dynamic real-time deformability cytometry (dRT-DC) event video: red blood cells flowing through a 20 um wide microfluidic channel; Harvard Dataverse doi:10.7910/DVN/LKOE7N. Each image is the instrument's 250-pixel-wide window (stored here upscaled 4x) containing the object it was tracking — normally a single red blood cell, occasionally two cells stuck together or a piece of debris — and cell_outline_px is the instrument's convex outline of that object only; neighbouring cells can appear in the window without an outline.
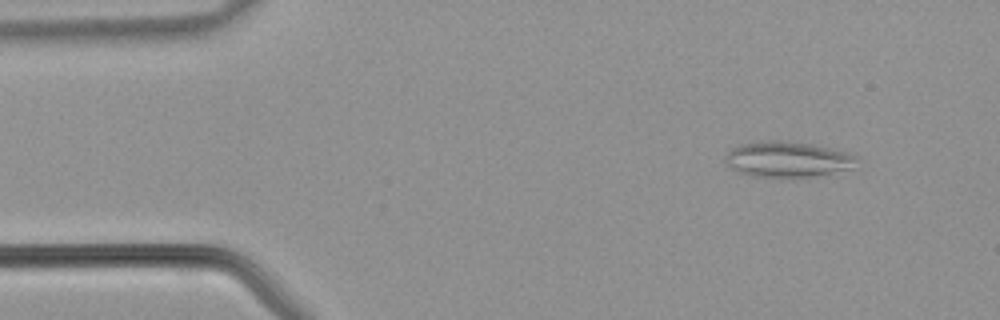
{"species": "common noctule bat (a hibernating species)", "species_latin": "Nyctalus noctula", "temperature_condition": "warm", "stored_images_in_passage": 41, "camera_frame_rate_fps": 3000, "um_per_image_px": 0.085, "animal": {"sex": "male", "body_mass_g": 21.5, "forearm_length_mm": 52.0}, "frame": {"image": 1, "passage_image": 4, "time_ms": 1.0, "image_size_px": [1000, 320], "cell_outline_px": [[856, 156], [852, 168], [808, 176], [752, 176], [736, 172], [724, 160], [724, 156], [732, 148], [744, 144], [772, 140], [784, 140], [812, 144], [844, 152]], "centroid_in_image_um": [66.86, 13.53], "position_along_channel_um": 18.1, "area_um2": 26.47}}
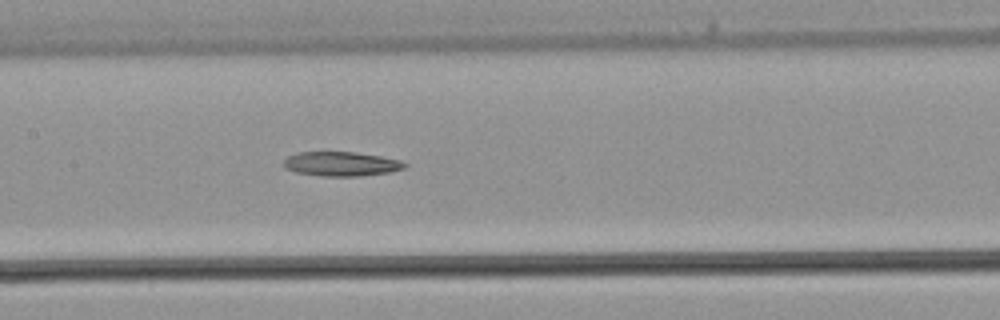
{"frame": {"image": 2, "passage_image": 19, "time_ms": 6.0, "image_size_px": [1000, 320], "cell_outline_px": [[408, 164], [404, 168], [388, 172], [360, 176], [320, 176], [296, 172], [284, 168], [284, 160], [288, 156], [296, 152], [356, 152], [380, 156], [400, 160]], "centroid_in_image_um": [28.98, 13.93], "position_along_channel_um": 178.4, "area_um2": 17.17}}
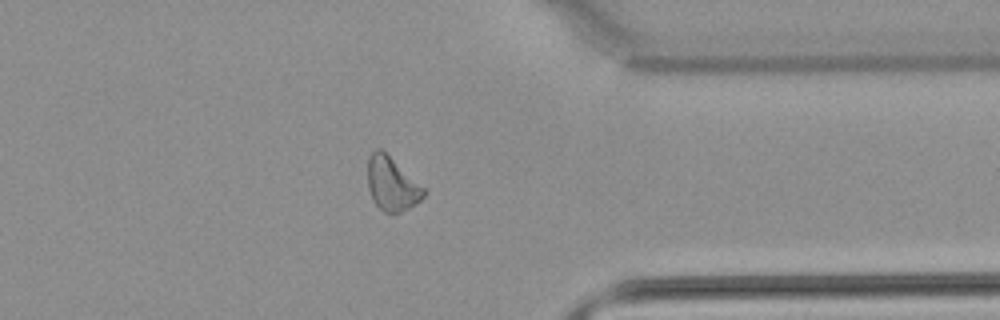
{"frame": {"image": 3, "passage_image": 32, "time_ms": 10.333, "image_size_px": [1000, 320], "cell_outline_px": [[428, 192], [416, 204], [400, 212], [384, 212], [372, 200], [368, 188], [368, 160], [372, 152], [376, 148], [380, 148], [424, 188]], "centroid_in_image_um": [33.3, 15.65], "position_along_channel_um": 378.1, "area_um2": 17.17}}